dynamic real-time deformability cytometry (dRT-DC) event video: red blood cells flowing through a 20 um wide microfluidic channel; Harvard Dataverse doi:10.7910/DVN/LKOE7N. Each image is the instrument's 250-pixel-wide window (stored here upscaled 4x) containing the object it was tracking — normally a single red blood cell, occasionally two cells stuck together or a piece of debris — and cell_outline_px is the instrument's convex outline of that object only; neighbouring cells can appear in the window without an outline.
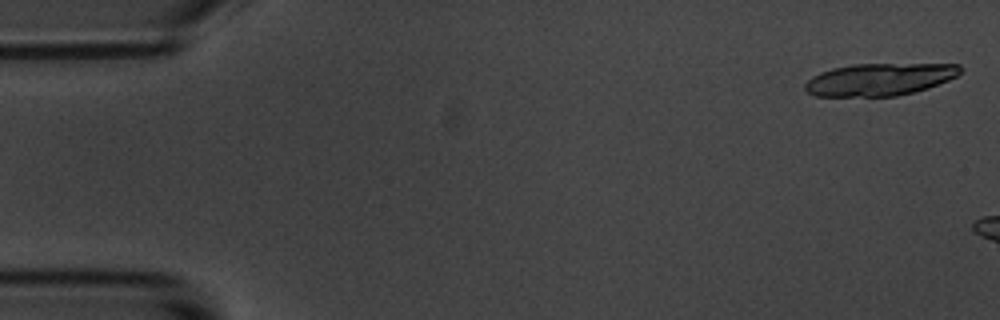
{"species": "common noctule bat (a hibernating species)", "species_latin": "Nyctalus noctula", "temperature_condition": "room temperature", "stored_images_in_passage": 3, "camera_frame_rate_fps": 3000, "um_per_image_px": 0.085, "animal": {"sex": "male", "body_mass_g": 20.1, "forearm_length_mm": 53.5}, "frame": {"image": 1, "passage_image": 1, "time_ms": 0.0, "image_size_px": [1000, 320], "cell_outline_px": [[964, 68], [956, 76], [948, 80], [928, 88], [896, 96], [816, 96], [808, 92], [804, 88], [804, 84], [812, 76], [820, 72], [832, 68], [852, 64], [960, 64]], "centroid_in_image_um": [74.76, 6.74], "position_along_channel_um": 10.2, "area_um2": 29.25}}